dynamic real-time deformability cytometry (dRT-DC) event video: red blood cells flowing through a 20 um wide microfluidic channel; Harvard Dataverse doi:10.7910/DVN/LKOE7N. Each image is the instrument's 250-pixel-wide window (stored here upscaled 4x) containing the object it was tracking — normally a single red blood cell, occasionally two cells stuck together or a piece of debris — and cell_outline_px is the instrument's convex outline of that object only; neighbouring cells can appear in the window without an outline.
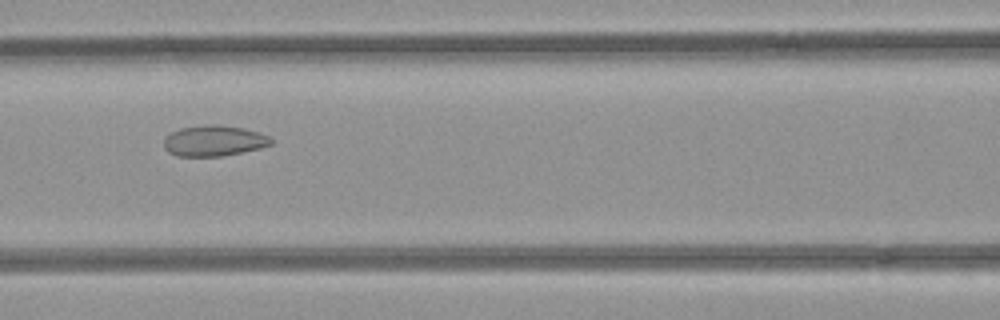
{"species": "common noctule bat (a hibernating species)", "species_latin": "Nyctalus noctula", "temperature_condition": "room temperature", "stored_images_in_passage": 8, "camera_frame_rate_fps": 3000, "um_per_image_px": 0.085, "animal": {"sex": "female", "body_mass_g": 21.9}, "frame": {"image": 1, "passage_image": 6, "time_ms": 1.667, "image_size_px": [1000, 320], "cell_outline_px": [[272, 144], [260, 148], [220, 156], [176, 156], [168, 152], [164, 148], [164, 140], [172, 132], [180, 128], [204, 124], [216, 124], [244, 128], [268, 136], [272, 140]], "centroid_in_image_um": [18.16, 11.96], "position_along_channel_um": 148.4, "area_um2": 19.07}}
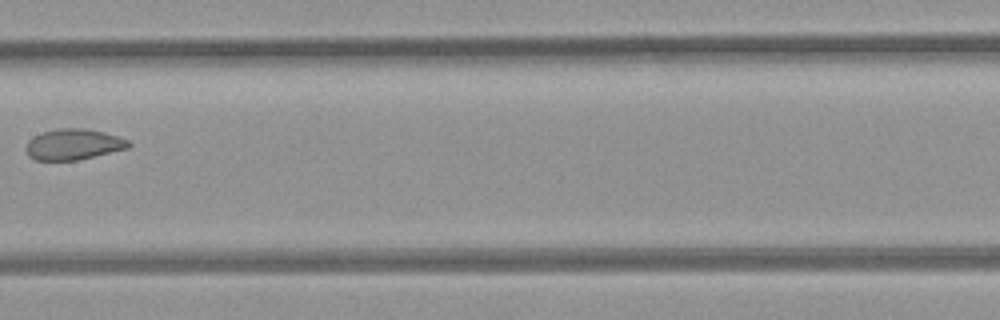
{"frame": {"image": 2, "passage_image": 7, "time_ms": 2.0, "image_size_px": [1000, 320], "cell_outline_px": [[132, 144], [128, 148], [76, 160], [36, 160], [28, 156], [24, 148], [28, 140], [44, 132], [60, 128], [84, 128], [104, 132], [128, 140]], "centroid_in_image_um": [6.22, 12.27], "position_along_channel_um": 201.2, "area_um2": 18.26}}
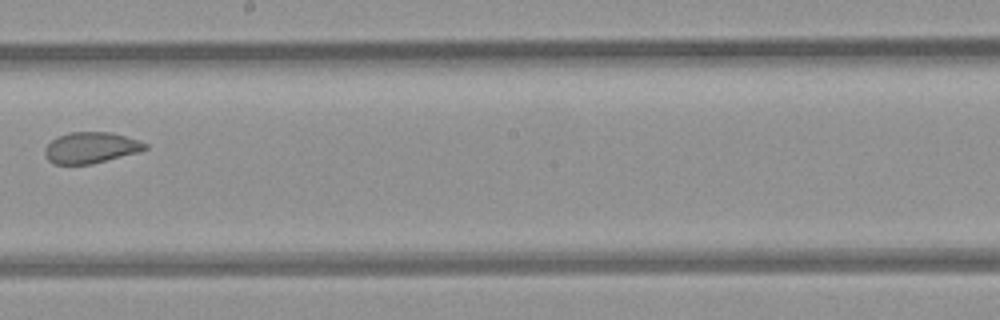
{"frame": {"image": 3, "passage_image": 8, "time_ms": 2.333, "image_size_px": [1000, 320], "cell_outline_px": [[148, 148], [136, 152], [92, 164], [56, 164], [48, 160], [44, 152], [44, 148], [56, 136], [68, 132], [112, 132], [148, 144]], "centroid_in_image_um": [7.67, 12.54], "position_along_channel_um": 240.5, "area_um2": 17.98}}